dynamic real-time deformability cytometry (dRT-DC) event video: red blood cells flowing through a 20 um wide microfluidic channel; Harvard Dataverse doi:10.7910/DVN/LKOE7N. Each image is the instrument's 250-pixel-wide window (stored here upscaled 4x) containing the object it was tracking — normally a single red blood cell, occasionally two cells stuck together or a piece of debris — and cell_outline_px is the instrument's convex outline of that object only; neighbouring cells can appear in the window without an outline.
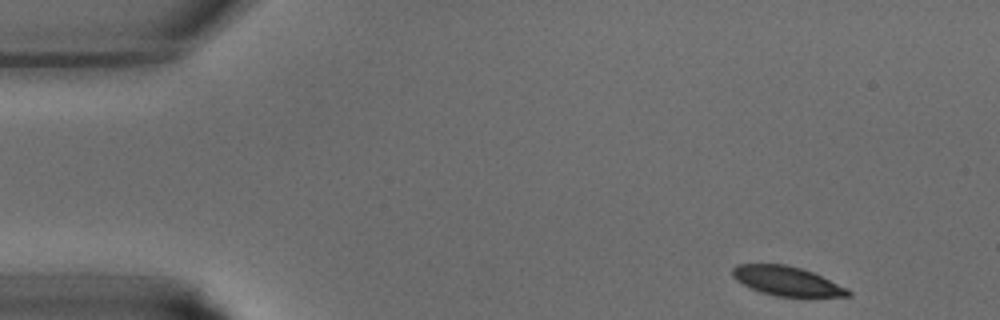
{"species": "common noctule bat (a hibernating species)", "species_latin": "Nyctalus noctula", "temperature_condition": "warm", "stored_images_in_passage": 39, "segment_of_instrument_passage": [1, 2], "camera_frame_rate_fps": 3000, "um_per_image_px": 0.085, "animal": {"sex": "male", "body_mass_g": 15.6}, "frame": {"image": 1, "passage_image": 1, "time_ms": 0.0, "image_size_px": [1000, 320], "cell_outline_px": [[852, 292], [848, 296], [776, 296], [760, 292], [736, 280], [732, 276], [732, 268], [736, 264], [784, 264], [800, 268], [812, 272], [848, 288]], "centroid_in_image_um": [66.86, 23.88], "position_along_channel_um": 18.1, "area_um2": 19.48}}
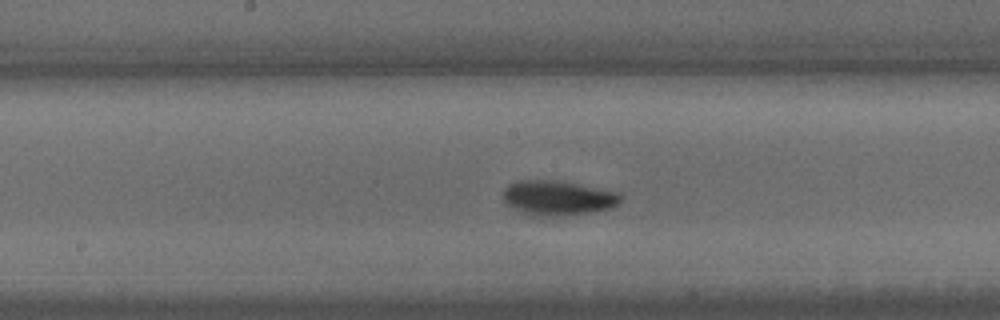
{"frame": {"image": 2, "passage_image": 18, "time_ms": 5.667, "image_size_px": [1000, 320], "cell_outline_px": [[620, 200], [612, 208], [592, 212], [560, 216], [528, 216], [520, 212], [508, 204], [504, 200], [504, 188], [508, 184], [516, 180], [560, 180], [620, 192]], "centroid_in_image_um": [47.4, 16.82], "position_along_channel_um": 200.8, "area_um2": 24.04}}
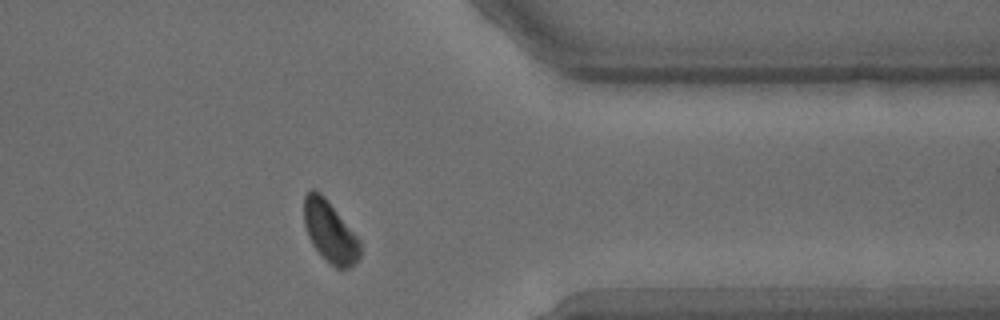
{"frame": {"image": 3, "passage_image": 30, "time_ms": 9.667, "image_size_px": [1000, 320], "cell_outline_px": [[360, 256], [356, 264], [348, 268], [336, 268], [312, 244], [308, 236], [304, 224], [304, 196], [312, 188], [320, 192], [324, 196], [360, 240]], "centroid_in_image_um": [28.05, 19.68], "position_along_channel_um": 383.4, "area_um2": 19.71}}